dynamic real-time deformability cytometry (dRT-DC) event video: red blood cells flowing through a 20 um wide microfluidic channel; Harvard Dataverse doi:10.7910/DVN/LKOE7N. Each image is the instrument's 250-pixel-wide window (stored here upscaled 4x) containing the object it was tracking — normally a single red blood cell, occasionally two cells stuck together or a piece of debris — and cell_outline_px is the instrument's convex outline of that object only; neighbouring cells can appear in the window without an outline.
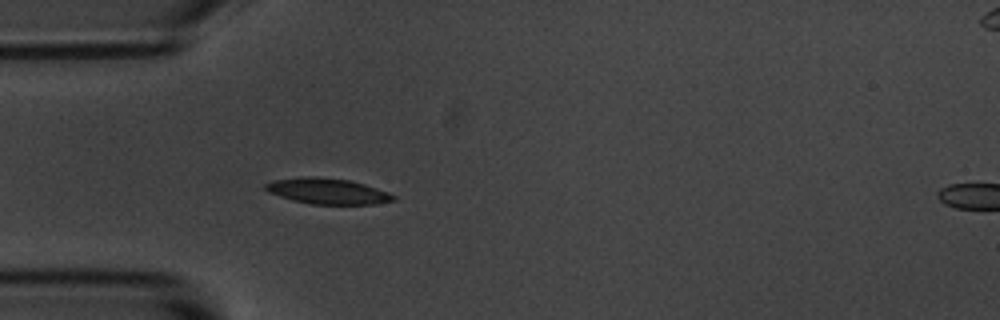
{"species": "common noctule bat (a hibernating species)", "species_latin": "Nyctalus noctula", "temperature_condition": "room temperature", "stored_images_in_passage": 6, "camera_frame_rate_fps": 3000, "um_per_image_px": 0.085, "animal": {"sex": "male", "body_mass_g": 20.1, "forearm_length_mm": 53.5}, "frame": {"image": 1, "passage_image": 5, "time_ms": 4.667, "image_size_px": [1000, 320], "cell_outline_px": [[396, 200], [376, 204], [312, 204], [292, 200], [268, 192], [264, 188], [264, 184], [272, 180], [304, 176], [312, 176], [348, 180], [364, 184], [388, 192], [396, 196]], "centroid_in_image_um": [27.82, 16.25], "position_along_channel_um": 57.2, "area_um2": 19.19}}